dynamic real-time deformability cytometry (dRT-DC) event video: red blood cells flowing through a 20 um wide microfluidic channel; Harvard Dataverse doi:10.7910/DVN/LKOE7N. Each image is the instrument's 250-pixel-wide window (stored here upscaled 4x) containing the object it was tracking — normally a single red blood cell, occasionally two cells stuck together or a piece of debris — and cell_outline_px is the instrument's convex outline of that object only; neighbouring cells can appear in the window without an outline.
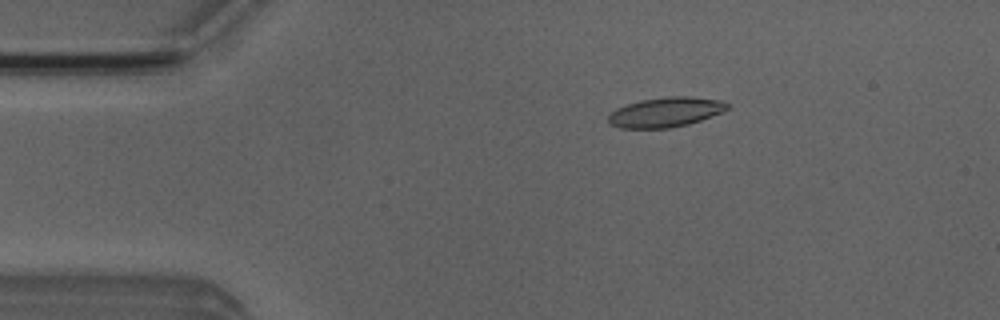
{"species": "Egyptian fruit bat (a non-hibernating species)", "species_latin": "Rousettus aegyptiacus", "temperature_condition": "room temperature", "stored_images_in_passage": 6, "camera_frame_rate_fps": 3000, "um_per_image_px": 0.085, "animal": {"sex": "male"}, "frame": {"image": 1, "passage_image": 3, "time_ms": 2.333, "image_size_px": [1000, 320], "cell_outline_px": [[728, 108], [720, 112], [700, 120], [688, 124], [672, 128], [620, 128], [608, 124], [608, 116], [616, 108], [640, 100], [668, 96], [688, 96], [720, 100], [728, 104]], "centroid_in_image_um": [56.53, 9.54], "position_along_channel_um": 28.5, "area_um2": 20.52}}